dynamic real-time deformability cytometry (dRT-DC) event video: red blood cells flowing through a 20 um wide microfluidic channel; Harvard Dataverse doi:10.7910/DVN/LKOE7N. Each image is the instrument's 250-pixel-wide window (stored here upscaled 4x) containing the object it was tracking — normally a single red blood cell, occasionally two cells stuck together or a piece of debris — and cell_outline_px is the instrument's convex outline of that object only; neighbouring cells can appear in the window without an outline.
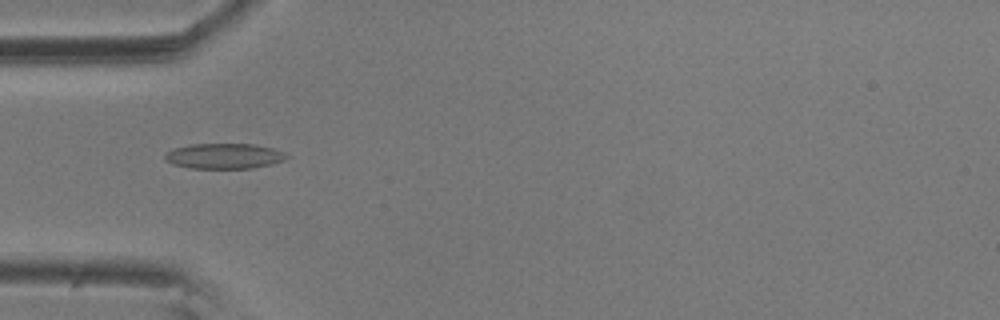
{"species": "common noctule bat (a hibernating species)", "species_latin": "Nyctalus noctula", "temperature_condition": "room temperature", "stored_images_in_passage": 15, "camera_frame_rate_fps": 3000, "um_per_image_px": 0.085, "animal": {"sex": "male", "body_mass_g": 20.5, "forearm_length_mm": 52.5}, "frame": {"image": 1, "passage_image": 5, "time_ms": 1.333, "image_size_px": [1000, 320], "cell_outline_px": [[288, 156], [284, 160], [272, 164], [252, 168], [192, 168], [172, 164], [164, 160], [164, 152], [172, 148], [188, 144], [252, 144], [272, 148], [284, 152]], "centroid_in_image_um": [18.99, 13.26], "position_along_channel_um": 66.0, "area_um2": 18.09}}
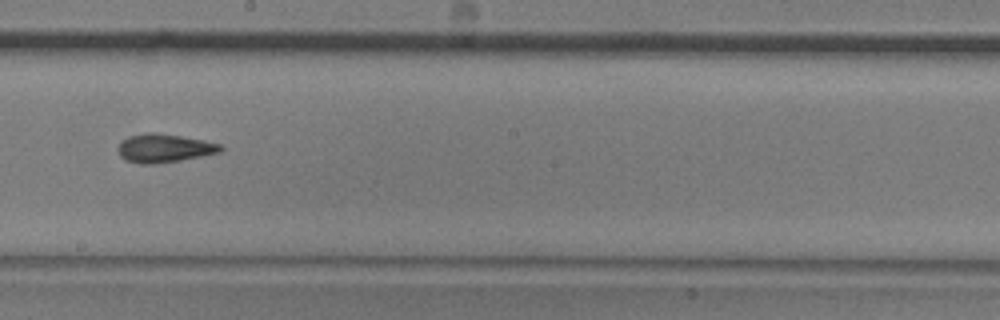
{"frame": {"image": 2, "passage_image": 9, "time_ms": 2.667, "image_size_px": [1000, 320], "cell_outline_px": [[224, 148], [220, 152], [180, 160], [152, 164], [140, 164], [124, 160], [120, 156], [120, 144], [128, 136], [148, 132], [156, 132], [204, 140], [220, 144]], "centroid_in_image_um": [13.96, 12.59], "position_along_channel_um": 234.2, "area_um2": 16.82}}
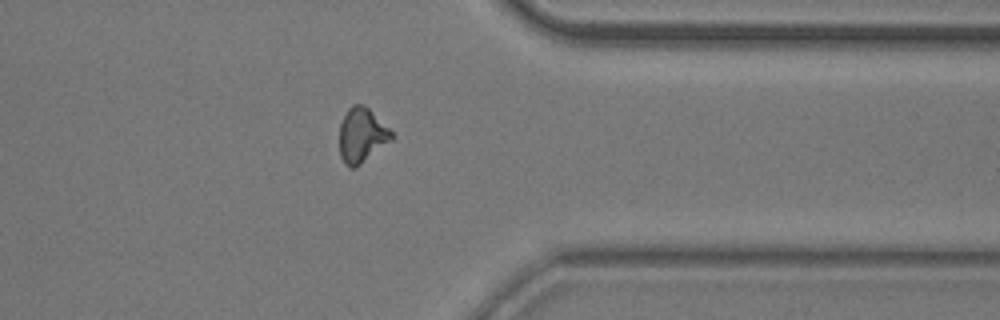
{"frame": {"image": 3, "passage_image": 13, "time_ms": 4.0, "image_size_px": [1000, 320], "cell_outline_px": [[396, 136], [392, 140], [356, 168], [348, 168], [344, 164], [340, 156], [340, 124], [348, 108], [352, 104], [364, 104]], "centroid_in_image_um": [30.75, 11.52], "position_along_channel_um": 380.7, "area_um2": 16.65}}